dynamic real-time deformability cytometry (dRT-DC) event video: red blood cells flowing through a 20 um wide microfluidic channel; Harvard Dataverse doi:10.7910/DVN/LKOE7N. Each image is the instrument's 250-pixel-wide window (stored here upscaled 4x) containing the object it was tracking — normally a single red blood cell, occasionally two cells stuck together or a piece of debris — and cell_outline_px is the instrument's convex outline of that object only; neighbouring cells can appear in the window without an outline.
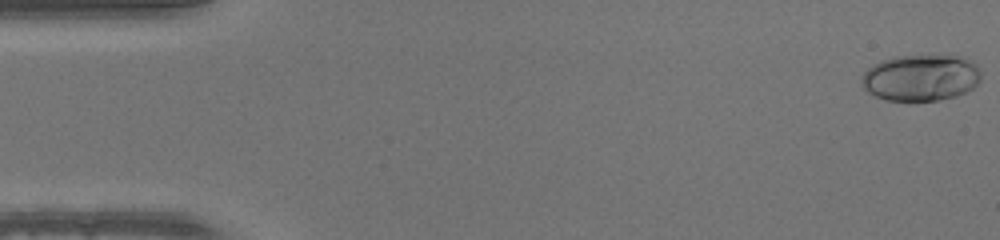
{"species": "human", "species_latin": "Homo sapiens", "temperature_condition": "warm", "stored_images_in_passage": 49, "camera_frame_rate_fps": 3000, "um_per_image_px": 0.085, "donor": {"sex": "male"}, "frame": {"image": 1, "passage_image": 1, "time_ms": 0.0, "image_size_px": [1000, 240], "cell_outline_px": [[980, 80], [972, 88], [956, 96], [940, 100], [888, 100], [876, 96], [868, 92], [860, 84], [860, 76], [872, 64], [880, 60], [892, 56], [964, 56], [972, 60], [976, 64], [980, 72]], "centroid_in_image_um": [78.24, 6.59], "position_along_channel_um": 6.8, "area_um2": 32.48}}
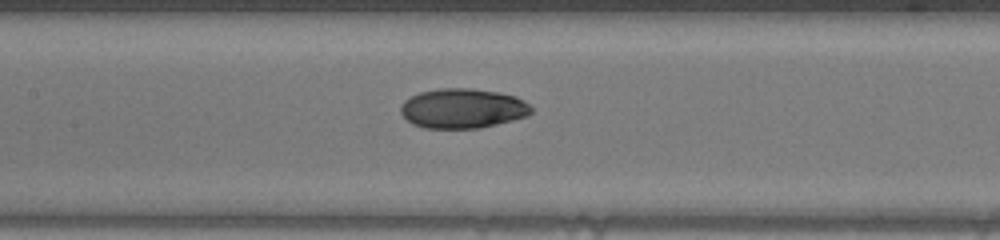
{"frame": {"image": 2, "passage_image": 23, "time_ms": 7.333, "image_size_px": [1000, 240], "cell_outline_px": [[532, 112], [528, 116], [480, 128], [424, 128], [412, 124], [400, 112], [400, 104], [404, 100], [420, 92], [440, 88], [472, 88], [496, 92], [516, 96], [524, 100], [532, 108]], "centroid_in_image_um": [39.32, 9.21], "position_along_channel_um": 168.1, "area_um2": 30.29}}
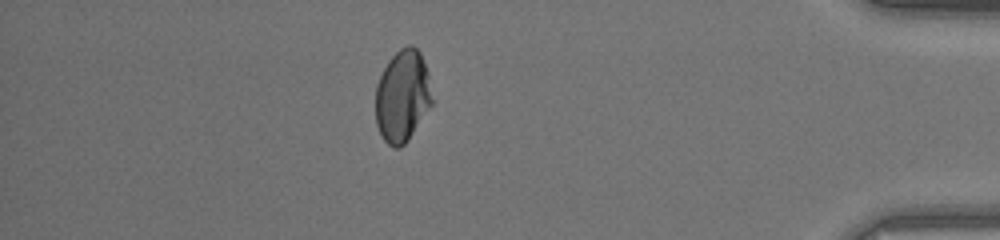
{"frame": {"image": 3, "passage_image": 43, "time_ms": 14.0, "image_size_px": [1000, 240], "cell_outline_px": [[432, 104], [408, 140], [400, 148], [392, 148], [384, 140], [376, 124], [376, 84], [388, 60], [400, 48], [408, 44], [412, 44], [420, 52], [428, 72], [432, 100]], "centroid_in_image_um": [34.2, 8.16], "position_along_channel_um": 401.0, "area_um2": 30.29}}